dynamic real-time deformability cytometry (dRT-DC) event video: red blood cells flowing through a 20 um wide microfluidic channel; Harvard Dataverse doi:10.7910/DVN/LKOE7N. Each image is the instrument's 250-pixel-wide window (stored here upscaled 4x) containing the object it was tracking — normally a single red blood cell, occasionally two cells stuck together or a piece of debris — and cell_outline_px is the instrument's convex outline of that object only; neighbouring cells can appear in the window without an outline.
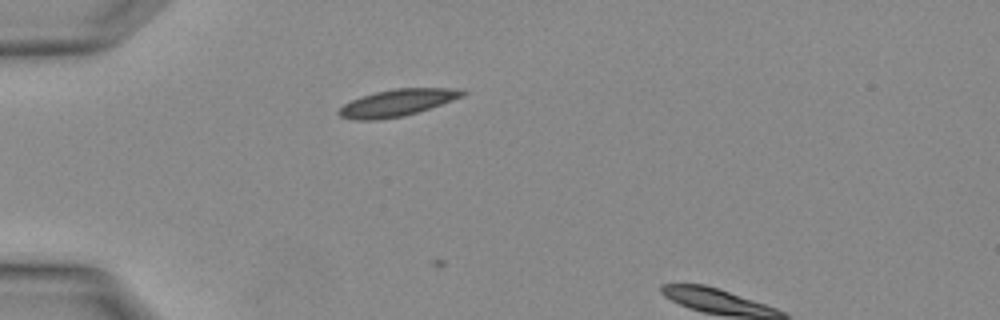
{"species": "Egyptian fruit bat (a non-hibernating species)", "species_latin": "Rousettus aegyptiacus", "temperature_condition": "warm", "stored_images_in_passage": 3, "segment_of_instrument_passage": [1, 2], "camera_frame_rate_fps": 3000, "um_per_image_px": 0.085, "animal": {"sex": "female"}, "frame": {"image": 1, "passage_image": 2, "time_ms": 0.333, "image_size_px": [1000, 320], "cell_outline_px": [[468, 92], [464, 96], [404, 116], [376, 120], [356, 120], [340, 116], [336, 112], [344, 104], [360, 96], [376, 92], [396, 88], [464, 88]], "centroid_in_image_um": [33.77, 8.72], "position_along_channel_um": 51.2, "area_um2": 19.31}}